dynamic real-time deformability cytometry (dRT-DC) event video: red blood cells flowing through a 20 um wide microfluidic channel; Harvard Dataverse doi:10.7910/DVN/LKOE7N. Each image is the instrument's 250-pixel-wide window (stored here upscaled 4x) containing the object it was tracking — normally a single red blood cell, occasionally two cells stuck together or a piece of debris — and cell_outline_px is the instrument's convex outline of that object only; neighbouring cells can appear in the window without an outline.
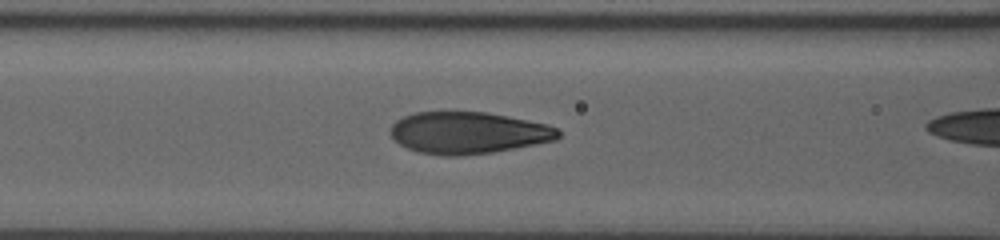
{"species": "human", "species_latin": "Homo sapiens", "temperature_condition": "room temperature", "stored_images_in_passage": 11, "camera_frame_rate_fps": 3000, "um_per_image_px": 0.085, "donor": {"sex": "male"}, "frame": {"image": 1, "passage_image": 10, "time_ms": 3.333, "image_size_px": [1000, 240], "cell_outline_px": [[560, 136], [556, 140], [492, 152], [460, 156], [440, 156], [416, 152], [400, 144], [388, 132], [392, 124], [396, 120], [412, 112], [484, 112], [508, 116], [548, 124], [556, 128], [560, 132]], "centroid_in_image_um": [39.76, 11.29], "position_along_channel_um": 126.8, "area_um2": 41.04}}